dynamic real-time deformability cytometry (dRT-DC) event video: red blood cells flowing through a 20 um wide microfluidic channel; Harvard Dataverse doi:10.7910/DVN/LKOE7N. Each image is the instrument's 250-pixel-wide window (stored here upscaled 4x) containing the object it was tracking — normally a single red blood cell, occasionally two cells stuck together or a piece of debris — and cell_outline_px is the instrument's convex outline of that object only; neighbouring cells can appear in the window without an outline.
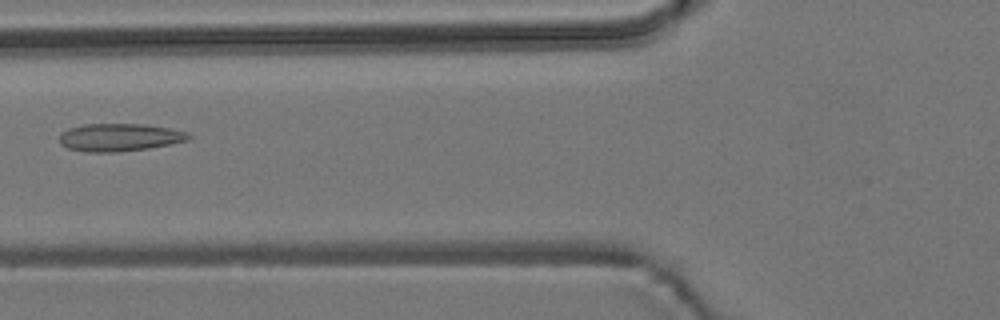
{"species": "common noctule bat (a hibernating species)", "species_latin": "Nyctalus noctula", "temperature_condition": "room temperature", "stored_images_in_passage": 4, "camera_frame_rate_fps": 3000, "um_per_image_px": 0.085, "animal": {"sex": "male", "body_mass_g": 19.2, "forearm_length_mm": 51.8}, "frame": {"image": 1, "passage_image": 4, "time_ms": 1.0, "image_size_px": [1000, 320], "cell_outline_px": [[192, 136], [188, 140], [148, 148], [116, 152], [84, 152], [68, 148], [60, 144], [60, 132], [68, 128], [84, 124], [144, 124], [168, 128], [188, 132]], "centroid_in_image_um": [10.12, 11.67], "position_along_channel_um": 115.7, "area_um2": 20.87}}